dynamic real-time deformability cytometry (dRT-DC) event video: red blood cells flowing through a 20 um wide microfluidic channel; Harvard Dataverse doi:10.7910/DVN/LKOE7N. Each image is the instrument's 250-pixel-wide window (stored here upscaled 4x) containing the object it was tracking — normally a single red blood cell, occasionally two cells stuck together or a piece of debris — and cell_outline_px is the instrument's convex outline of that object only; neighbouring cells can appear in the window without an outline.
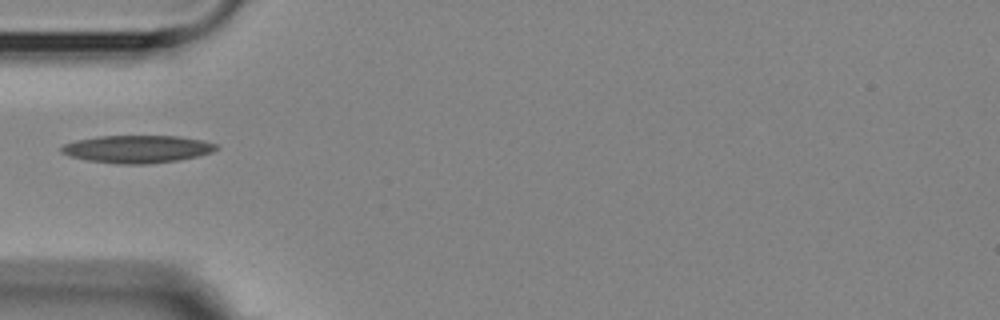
{"species": "Egyptian fruit bat (a non-hibernating species)", "species_latin": "Rousettus aegyptiacus", "temperature_condition": "room temperature", "stored_images_in_passage": 1, "camera_frame_rate_fps": 3000, "um_per_image_px": 0.085, "animal": {"sex": "female"}, "frame": {"image": 1, "passage_image": 1, "time_ms": 0.0, "image_size_px": [1000, 320], "cell_outline_px": [[220, 148], [212, 152], [196, 156], [176, 160], [148, 164], [120, 164], [88, 160], [68, 156], [60, 152], [60, 148], [64, 144], [76, 140], [96, 136], [176, 136], [204, 140], [216, 144]], "centroid_in_image_um": [11.64, 12.66], "position_along_channel_um": 73.4, "area_um2": 24.91}}